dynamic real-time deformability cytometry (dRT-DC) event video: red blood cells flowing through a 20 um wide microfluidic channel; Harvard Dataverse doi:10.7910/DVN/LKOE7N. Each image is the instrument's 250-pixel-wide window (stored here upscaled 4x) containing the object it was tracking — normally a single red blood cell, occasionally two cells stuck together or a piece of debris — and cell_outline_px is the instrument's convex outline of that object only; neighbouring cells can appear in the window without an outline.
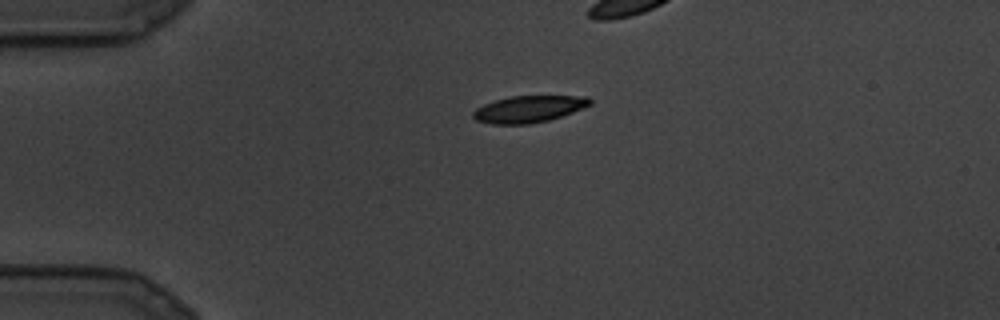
{"species": "common noctule bat (a hibernating species)", "species_latin": "Nyctalus noctula", "temperature_condition": "cold", "stored_images_in_passage": 6, "camera_frame_rate_fps": 3000, "um_per_image_px": 0.085, "animal": {"sex": "male", "body_mass_g": 19.5, "forearm_length_mm": 54.6}, "frame": {"image": 1, "passage_image": 1, "time_ms": 0.0, "image_size_px": [1000, 320], "cell_outline_px": [[592, 104], [584, 108], [548, 120], [528, 124], [492, 124], [476, 120], [472, 116], [472, 112], [476, 108], [484, 104], [496, 100], [512, 96], [588, 96], [592, 100]], "centroid_in_image_um": [44.95, 9.26], "position_along_channel_um": 40.0, "area_um2": 18.15}}
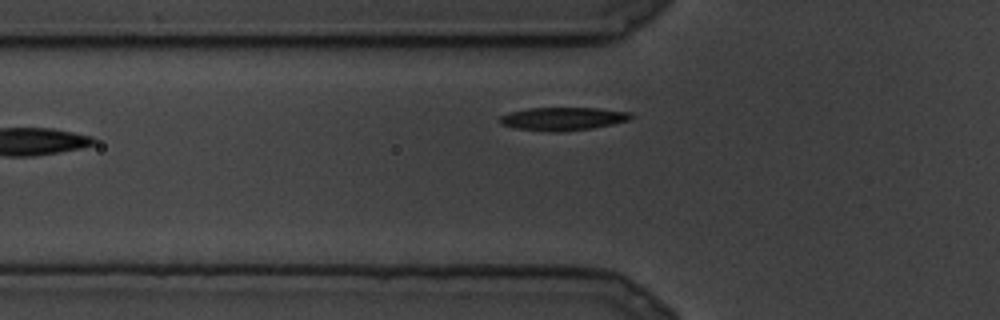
{"frame": {"image": 2, "passage_image": 6, "time_ms": 1.667, "image_size_px": [1000, 320], "cell_outline_px": [[632, 116], [628, 120], [612, 124], [592, 128], [560, 132], [548, 132], [516, 128], [500, 124], [496, 120], [500, 116], [512, 112], [528, 108], [596, 108], [632, 112]], "centroid_in_image_um": [47.81, 10.1], "position_along_channel_um": 78.0, "area_um2": 17.69}}